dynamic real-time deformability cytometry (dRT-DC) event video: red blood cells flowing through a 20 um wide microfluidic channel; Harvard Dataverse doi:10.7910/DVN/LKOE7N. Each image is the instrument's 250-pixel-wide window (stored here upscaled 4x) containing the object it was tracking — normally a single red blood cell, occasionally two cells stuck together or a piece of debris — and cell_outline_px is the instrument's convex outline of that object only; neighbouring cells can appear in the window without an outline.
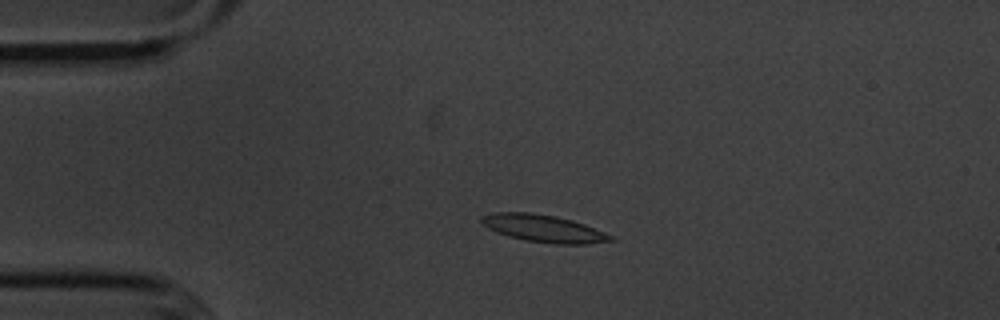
{"species": "common noctule bat (a hibernating species)", "species_latin": "Nyctalus noctula", "temperature_condition": "cold", "stored_images_in_passage": 5, "camera_frame_rate_fps": 3000, "um_per_image_px": 0.085, "animal": {"sex": "male", "body_mass_g": 20.1, "forearm_length_mm": 53.5}, "frame": {"image": 1, "passage_image": 4, "time_ms": 3.667, "image_size_px": [1000, 320], "cell_outline_px": [[616, 240], [584, 244], [552, 244], [524, 240], [508, 236], [496, 232], [488, 228], [480, 220], [480, 216], [496, 212], [528, 212], [552, 216], [572, 220], [584, 224], [604, 232], [612, 236]], "centroid_in_image_um": [46.18, 19.42], "position_along_channel_um": 38.8, "area_um2": 20.4}}